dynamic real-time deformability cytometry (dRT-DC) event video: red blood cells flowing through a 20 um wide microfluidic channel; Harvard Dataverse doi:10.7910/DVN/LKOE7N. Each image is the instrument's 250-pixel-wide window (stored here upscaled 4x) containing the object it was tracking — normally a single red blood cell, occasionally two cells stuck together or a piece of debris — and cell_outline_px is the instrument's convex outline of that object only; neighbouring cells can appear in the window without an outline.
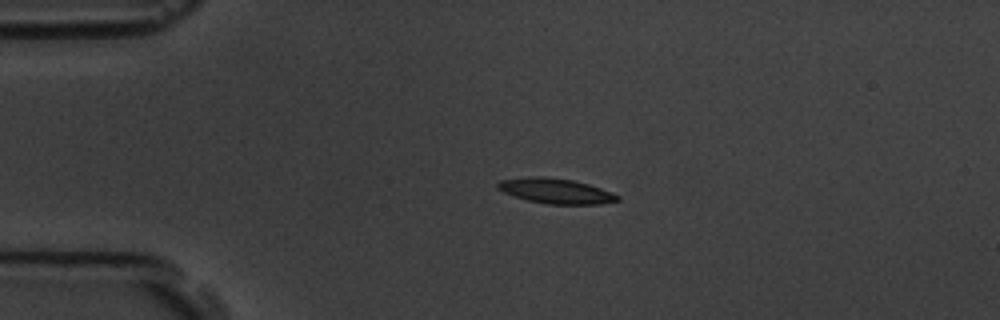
{"species": "common noctule bat (a hibernating species)", "species_latin": "Nyctalus noctula", "temperature_condition": "room temperature", "stored_images_in_passage": 5, "camera_frame_rate_fps": 3000, "um_per_image_px": 0.085, "animal": {"sex": "male", "body_mass_g": 19.5, "forearm_length_mm": 54.6}, "frame": {"image": 1, "passage_image": 3, "time_ms": 3.333, "image_size_px": [1000, 320], "cell_outline_px": [[620, 200], [600, 204], [548, 204], [528, 200], [512, 196], [496, 188], [496, 184], [500, 180], [532, 176], [544, 176], [572, 180], [588, 184], [612, 192], [620, 196]], "centroid_in_image_um": [47.23, 16.23], "position_along_channel_um": 37.8, "area_um2": 17.57}}
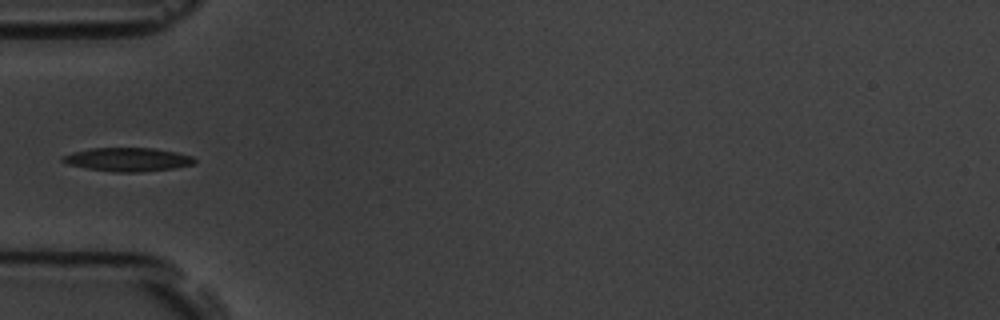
{"frame": {"image": 2, "passage_image": 5, "time_ms": 5.333, "image_size_px": [1000, 320], "cell_outline_px": [[196, 164], [172, 168], [140, 172], [116, 172], [88, 168], [68, 164], [60, 160], [64, 156], [72, 152], [92, 148], [156, 148], [176, 152], [192, 156], [196, 160]], "centroid_in_image_um": [10.89, 13.55], "position_along_channel_um": 74.1, "area_um2": 18.03}}